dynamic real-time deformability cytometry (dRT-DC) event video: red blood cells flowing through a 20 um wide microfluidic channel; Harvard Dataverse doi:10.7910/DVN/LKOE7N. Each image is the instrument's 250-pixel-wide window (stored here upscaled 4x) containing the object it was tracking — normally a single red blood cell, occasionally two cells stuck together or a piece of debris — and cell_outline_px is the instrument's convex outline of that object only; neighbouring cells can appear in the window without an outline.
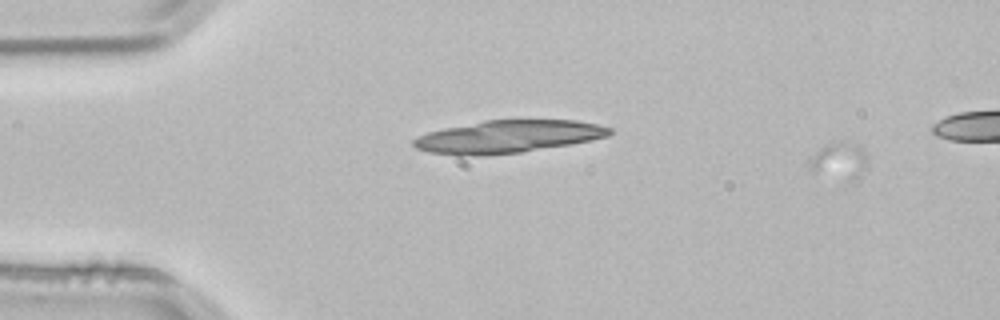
{"species": "common noctule bat (a hibernating species)", "species_latin": "Nyctalus noctula", "temperature_condition": "room temperature", "stored_images_in_passage": 6, "camera_frame_rate_fps": 3000, "um_per_image_px": 0.085, "animal": {"sex": "male", "body_mass_g": 21.5, "forearm_length_mm": 52.0}, "frame": {"image": 1, "passage_image": 2, "time_ms": 0.333, "image_size_px": [1000, 320], "cell_outline_px": [[868, 160], [860, 176], [856, 180], [848, 180], [812, 172], [808, 168], [808, 164], [812, 156], [820, 148], [836, 140], [840, 140], [864, 148], [868, 156]], "centroid_in_image_um": [71.35, 13.65], "position_along_channel_um": 13.6, "area_um2": 12.48}}